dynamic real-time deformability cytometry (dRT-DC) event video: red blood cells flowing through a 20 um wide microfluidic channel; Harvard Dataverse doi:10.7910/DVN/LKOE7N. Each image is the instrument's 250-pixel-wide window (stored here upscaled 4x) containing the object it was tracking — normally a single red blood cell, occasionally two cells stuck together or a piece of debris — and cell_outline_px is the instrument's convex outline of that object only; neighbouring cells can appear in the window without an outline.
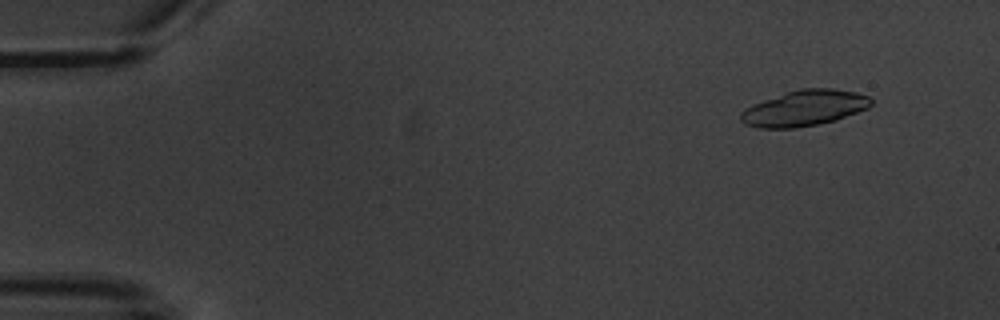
{"species": "common noctule bat (a hibernating species)", "species_latin": "Nyctalus noctula", "temperature_condition": "warm", "stored_images_in_passage": 4, "camera_frame_rate_fps": 3000, "um_per_image_px": 0.085, "animal": {"sex": "male", "body_mass_g": 20.1, "forearm_length_mm": 53.5}, "frame": {"image": 1, "passage_image": 1, "time_ms": 0.0, "image_size_px": [1000, 320], "cell_outline_px": [[872, 104], [868, 108], [836, 120], [796, 128], [756, 128], [744, 124], [740, 120], [740, 112], [764, 100], [800, 88], [832, 88], [856, 92], [868, 96], [872, 100]], "centroid_in_image_um": [68.39, 9.2], "position_along_channel_um": 16.6, "area_um2": 26.93}}